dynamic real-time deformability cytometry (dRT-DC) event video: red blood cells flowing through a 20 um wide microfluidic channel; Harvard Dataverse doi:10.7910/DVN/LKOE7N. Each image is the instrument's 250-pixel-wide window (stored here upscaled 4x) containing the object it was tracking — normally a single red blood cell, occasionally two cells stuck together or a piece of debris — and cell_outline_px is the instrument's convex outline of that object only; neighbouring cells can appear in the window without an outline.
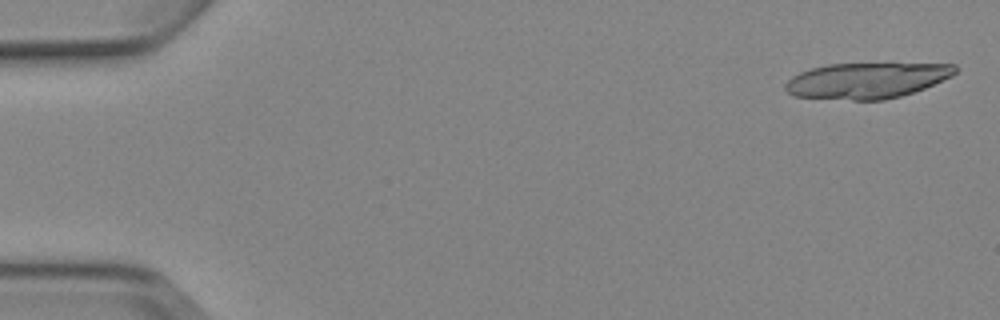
{"species": "Egyptian fruit bat (a non-hibernating species)", "species_latin": "Rousettus aegyptiacus", "temperature_condition": "cold", "stored_images_in_passage": 4, "camera_frame_rate_fps": 3000, "um_per_image_px": 0.085, "animal": {"sex": "female"}, "frame": {"image": 1, "passage_image": 1, "time_ms": 0.0, "image_size_px": [1000, 320], "cell_outline_px": [[960, 68], [952, 76], [924, 88], [900, 96], [884, 100], [852, 100], [792, 96], [784, 88], [784, 84], [792, 76], [800, 72], [812, 68], [828, 64], [956, 64]], "centroid_in_image_um": [73.66, 6.84], "position_along_channel_um": 11.3, "area_um2": 35.26}}